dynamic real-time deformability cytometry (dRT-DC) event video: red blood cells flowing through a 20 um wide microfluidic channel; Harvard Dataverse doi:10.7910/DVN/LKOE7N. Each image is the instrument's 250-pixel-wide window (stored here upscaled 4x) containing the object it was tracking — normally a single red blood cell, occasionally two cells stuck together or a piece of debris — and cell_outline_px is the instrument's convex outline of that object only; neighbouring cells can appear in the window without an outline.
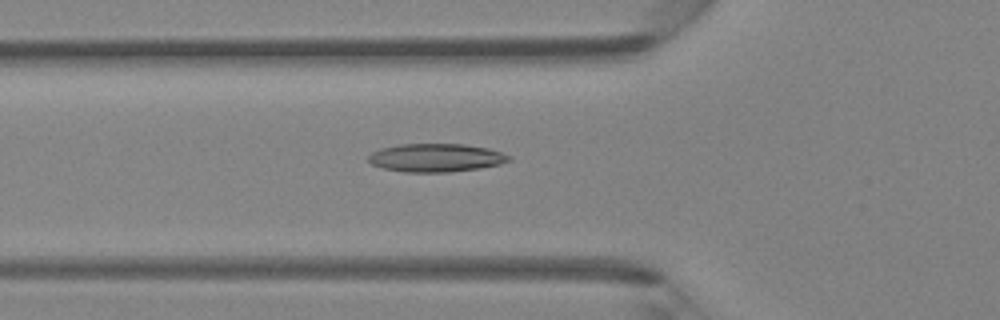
{"species": "Egyptian fruit bat (a non-hibernating species)", "species_latin": "Rousettus aegyptiacus", "temperature_condition": "room temperature", "stored_images_in_passage": 35, "camera_frame_rate_fps": 3000, "um_per_image_px": 0.085, "animal": {"sex": "female"}, "frame": {"image": 1, "passage_image": 9, "time_ms": 2.667, "image_size_px": [1000, 320], "cell_outline_px": [[512, 160], [500, 164], [480, 168], [448, 172], [404, 172], [384, 168], [372, 164], [368, 160], [368, 156], [372, 152], [380, 148], [400, 144], [464, 144], [488, 148], [512, 156]], "centroid_in_image_um": [37.07, 13.4], "position_along_channel_um": 88.7, "area_um2": 23.18}}
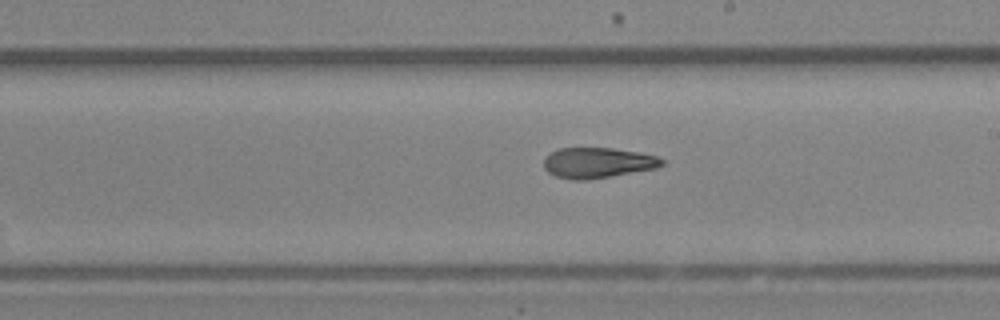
{"frame": {"image": 2, "passage_image": 19, "time_ms": 6.0, "image_size_px": [1000, 320], "cell_outline_px": [[664, 164], [656, 168], [588, 180], [572, 180], [556, 176], [548, 172], [544, 168], [544, 160], [552, 152], [560, 148], [612, 148], [636, 152], [656, 156], [664, 160]], "centroid_in_image_um": [50.79, 13.84], "position_along_channel_um": 238.2, "area_um2": 20.75}}
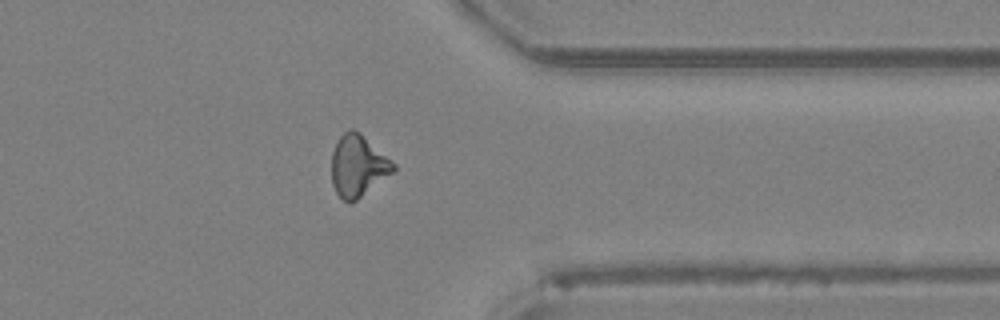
{"frame": {"image": 3, "passage_image": 29, "time_ms": 9.333, "image_size_px": [1000, 320], "cell_outline_px": [[396, 172], [356, 200], [348, 204], [336, 192], [332, 184], [332, 152], [340, 136], [348, 128], [352, 128], [360, 132], [392, 160], [396, 164]], "centroid_in_image_um": [30.46, 14.1], "position_along_channel_um": 380.9, "area_um2": 22.43}}